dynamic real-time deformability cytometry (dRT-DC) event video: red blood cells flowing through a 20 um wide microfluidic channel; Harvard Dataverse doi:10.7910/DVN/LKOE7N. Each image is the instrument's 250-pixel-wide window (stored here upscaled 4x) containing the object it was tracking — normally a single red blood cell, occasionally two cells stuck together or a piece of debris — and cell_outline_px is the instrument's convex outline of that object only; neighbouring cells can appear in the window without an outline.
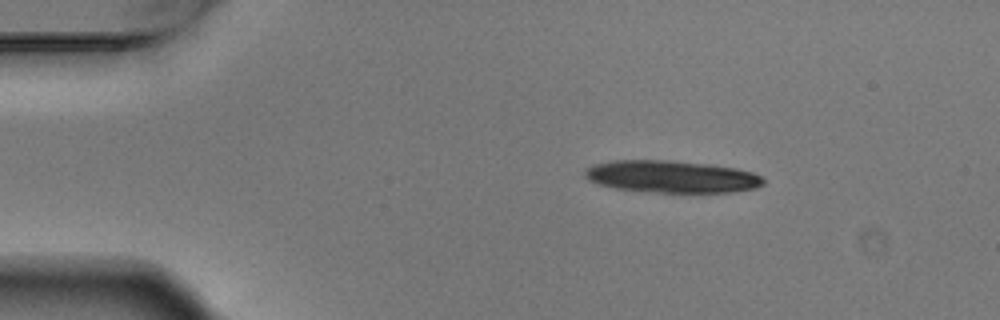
{"species": "Egyptian fruit bat (a non-hibernating species)", "species_latin": "Rousettus aegyptiacus", "temperature_condition": "warm", "stored_images_in_passage": 6, "segment_of_instrument_passage": [1, 2], "camera_frame_rate_fps": 3000, "um_per_image_px": 0.085, "animal": {"sex": "male"}, "frame": {"image": 1, "passage_image": 3, "time_ms": 0.667, "image_size_px": [1000, 320], "cell_outline_px": [[764, 184], [756, 188], [732, 192], [656, 192], [616, 188], [600, 184], [588, 180], [584, 176], [584, 172], [588, 168], [596, 164], [616, 160], [668, 160], [708, 164], [736, 168], [752, 172], [760, 176], [764, 180]], "centroid_in_image_um": [57.11, 15.01], "position_along_channel_um": 27.9, "area_um2": 33.18}}